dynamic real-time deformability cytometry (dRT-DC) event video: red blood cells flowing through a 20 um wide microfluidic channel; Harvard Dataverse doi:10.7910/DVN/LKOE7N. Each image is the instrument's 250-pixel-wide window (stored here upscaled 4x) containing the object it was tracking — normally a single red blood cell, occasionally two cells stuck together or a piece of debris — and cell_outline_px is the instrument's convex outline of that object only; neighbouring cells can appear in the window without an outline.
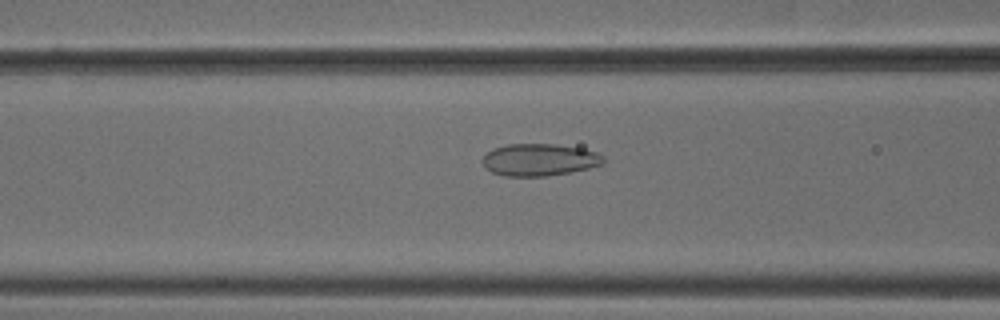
{"species": "common noctule bat (a hibernating species)", "species_latin": "Nyctalus noctula", "temperature_condition": "cold", "stored_images_in_passage": 51, "camera_frame_rate_fps": 3000, "um_per_image_px": 0.085, "animal": {"sex": "male", "body_mass_g": 18.8}, "frame": {"image": 1, "passage_image": 19, "time_ms": 6.0, "image_size_px": [1000, 320], "cell_outline_px": [[604, 164], [588, 168], [548, 176], [504, 176], [492, 172], [484, 168], [480, 160], [492, 148], [508, 144], [556, 144], [580, 148], [596, 152], [604, 156]], "centroid_in_image_um": [45.81, 13.58], "position_along_channel_um": 120.8, "area_um2": 22.77}}
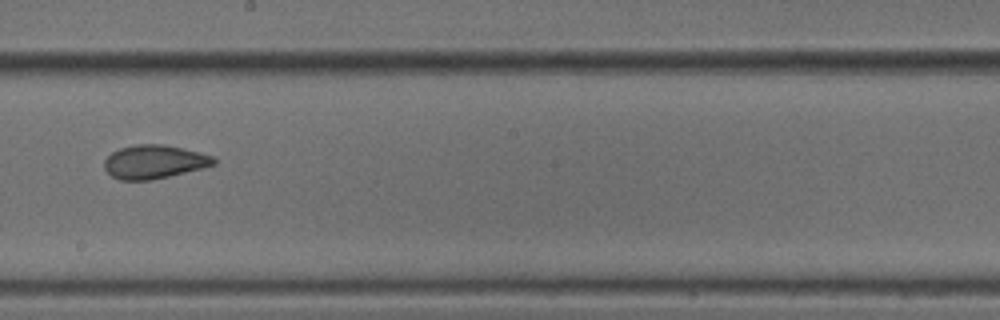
{"frame": {"image": 2, "passage_image": 28, "time_ms": 9.0, "image_size_px": [1000, 320], "cell_outline_px": [[216, 164], [204, 168], [152, 180], [120, 180], [112, 176], [104, 168], [104, 160], [112, 152], [120, 148], [136, 144], [164, 144], [200, 152], [212, 156], [216, 160]], "centroid_in_image_um": [13.11, 13.75], "position_along_channel_um": 235.1, "area_um2": 21.5}}
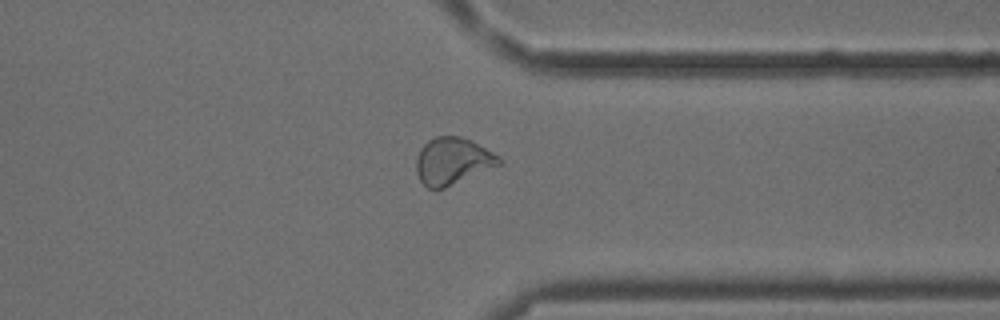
{"frame": {"image": 3, "passage_image": 39, "time_ms": 12.667, "image_size_px": [1000, 320], "cell_outline_px": [[504, 164], [444, 188], [428, 188], [420, 180], [416, 172], [416, 160], [420, 148], [428, 140], [436, 136], [460, 136], [472, 140], [500, 156], [504, 160]], "centroid_in_image_um": [38.51, 13.68], "position_along_channel_um": 372.9, "area_um2": 22.95}, "authors_computed_cell_mechanics": {"area_um2": 23.2356, "velocity_mm_per_s": 3.8059, "shape_relaxation_time_tau1_ms": null, "shape_relaxation_time_tau2_ms": 1.2085, "deformation_change_tau1": null, "deformation_change_tau2": 0.0665}}